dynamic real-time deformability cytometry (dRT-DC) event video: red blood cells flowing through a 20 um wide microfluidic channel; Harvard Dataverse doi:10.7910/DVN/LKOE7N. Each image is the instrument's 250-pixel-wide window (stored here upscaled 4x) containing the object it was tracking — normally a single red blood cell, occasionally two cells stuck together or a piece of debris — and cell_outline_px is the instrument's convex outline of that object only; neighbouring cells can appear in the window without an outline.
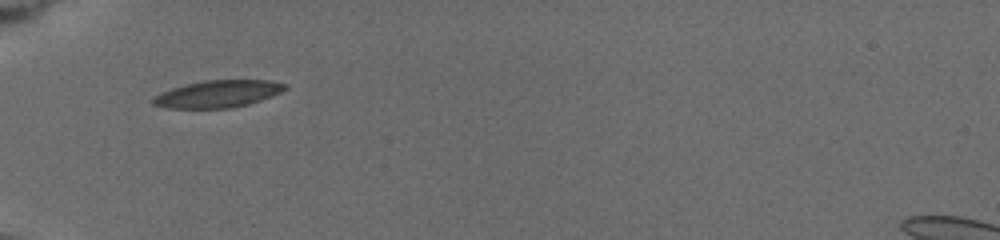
{"species": "common noctule bat (a hibernating species)", "species_latin": "Nyctalus noctula", "temperature_condition": "cold", "stored_images_in_passage": 14, "camera_frame_rate_fps": 3000, "um_per_image_px": 0.085, "animal": {"sex": "female", "body_mass_g": 19.5, "forearm_length_mm": 54.1}, "frame": {"image": 1, "passage_image": 1, "time_ms": 0.0, "image_size_px": [1000, 240], "cell_outline_px": [[288, 88], [272, 96], [248, 104], [232, 108], [164, 108], [152, 104], [152, 100], [160, 92], [184, 84], [204, 80], [268, 80], [288, 84]], "centroid_in_image_um": [18.52, 7.98], "position_along_channel_um": 66.5, "area_um2": 20.98}}
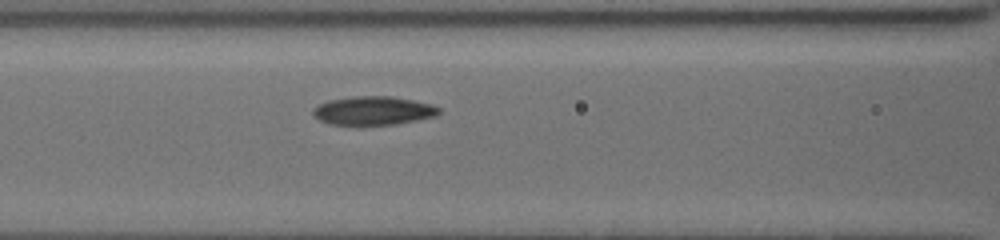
{"frame": {"image": 2, "passage_image": 7, "time_ms": 2.0, "image_size_px": [1000, 240], "cell_outline_px": [[440, 112], [436, 116], [396, 124], [328, 124], [320, 120], [312, 112], [312, 108], [316, 104], [328, 100], [356, 96], [392, 96], [432, 104], [440, 108]], "centroid_in_image_um": [31.72, 9.39], "position_along_channel_um": 134.9, "area_um2": 20.92}}
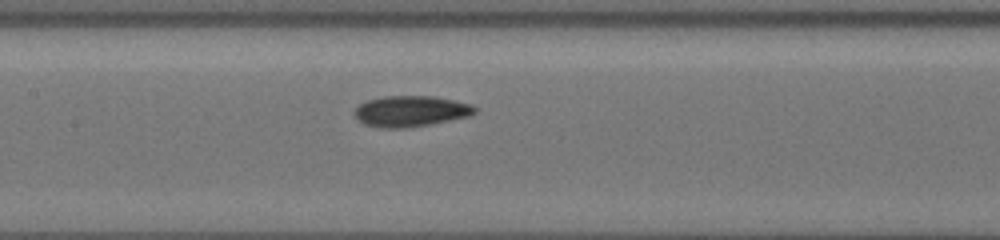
{"frame": {"image": 3, "passage_image": 13, "time_ms": 3.0, "image_size_px": [1000, 240], "cell_outline_px": [[476, 112], [468, 116], [428, 124], [404, 128], [380, 128], [364, 124], [352, 112], [360, 104], [368, 100], [380, 96], [436, 96], [472, 104], [476, 108]], "centroid_in_image_um": [34.89, 9.44], "position_along_channel_um": 172.5, "area_um2": 21.56}}